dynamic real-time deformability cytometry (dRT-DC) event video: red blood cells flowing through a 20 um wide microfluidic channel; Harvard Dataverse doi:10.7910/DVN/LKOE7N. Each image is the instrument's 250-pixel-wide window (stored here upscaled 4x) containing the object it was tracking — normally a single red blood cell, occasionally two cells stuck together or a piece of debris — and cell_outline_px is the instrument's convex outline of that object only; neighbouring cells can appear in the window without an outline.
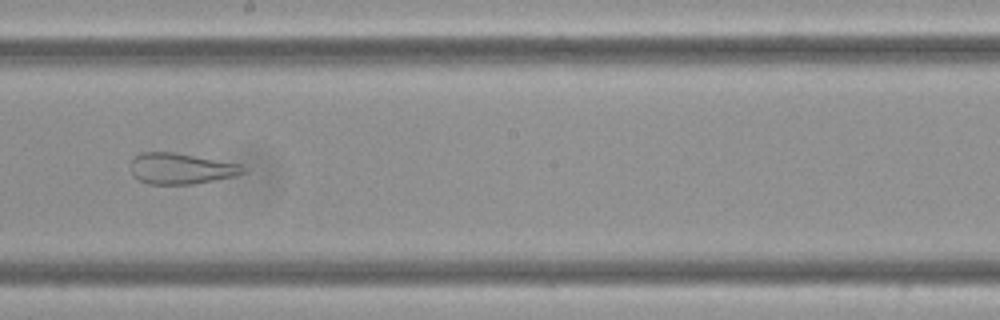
{"species": "Egyptian fruit bat (a non-hibernating species)", "species_latin": "Rousettus aegyptiacus", "temperature_condition": "cold", "stored_images_in_passage": 5, "camera_frame_rate_fps": 3000, "um_per_image_px": 0.085, "frame": {"image": 1, "passage_image": 5, "time_ms": 1.333, "image_size_px": [1000, 320], "cell_outline_px": [[248, 172], [236, 176], [192, 184], [148, 184], [132, 176], [132, 160], [140, 152], [176, 152], [244, 164]], "centroid_in_image_um": [15.46, 14.32], "position_along_channel_um": 232.7, "area_um2": 20.58}}